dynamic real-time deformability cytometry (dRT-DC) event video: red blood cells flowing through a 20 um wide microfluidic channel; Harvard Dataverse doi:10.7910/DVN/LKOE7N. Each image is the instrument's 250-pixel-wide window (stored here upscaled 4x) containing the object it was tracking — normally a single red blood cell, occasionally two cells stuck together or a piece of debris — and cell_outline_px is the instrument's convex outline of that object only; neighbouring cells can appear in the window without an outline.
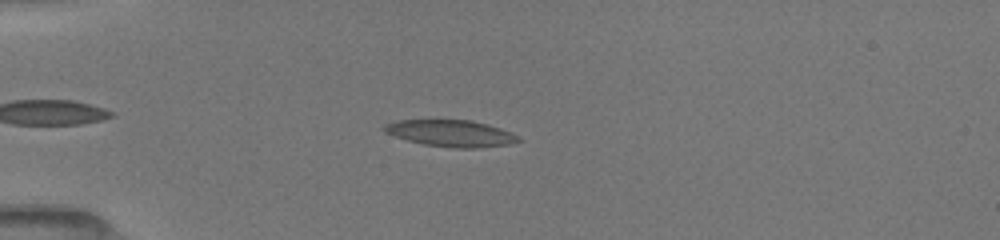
{"species": "common noctule bat (a hibernating species)", "species_latin": "Nyctalus noctula", "temperature_condition": "room temperature", "stored_images_in_passage": 76, "camera_frame_rate_fps": 3000, "um_per_image_px": 0.085, "animal": {"sex": "female", "body_mass_g": 19.5, "forearm_length_mm": 54.1}, "frame": {"image": 1, "passage_image": 1, "time_ms": 0.0, "image_size_px": [1000, 240], "cell_outline_px": [[524, 140], [508, 144], [480, 148], [452, 148], [424, 144], [408, 140], [384, 132], [380, 128], [384, 124], [396, 120], [472, 120], [500, 128]], "centroid_in_image_um": [38.29, 11.33], "position_along_channel_um": 46.7, "area_um2": 20.75}}
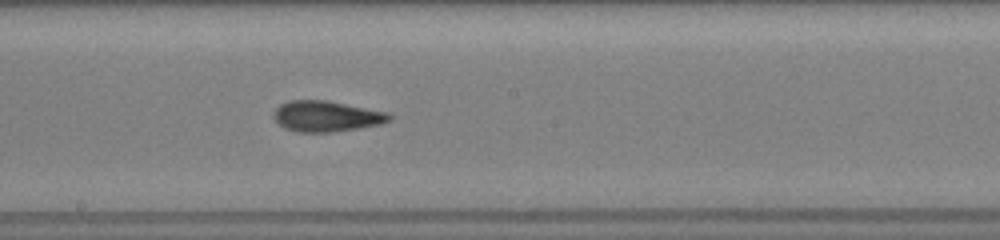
{"frame": {"image": 2, "passage_image": 30, "time_ms": 5.0, "image_size_px": [1000, 240], "cell_outline_px": [[392, 120], [380, 124], [360, 128], [332, 132], [296, 132], [284, 128], [272, 116], [272, 112], [280, 104], [288, 100], [324, 100], [388, 112], [392, 116]], "centroid_in_image_um": [27.73, 9.88], "position_along_channel_um": 220.5, "area_um2": 20.81}}
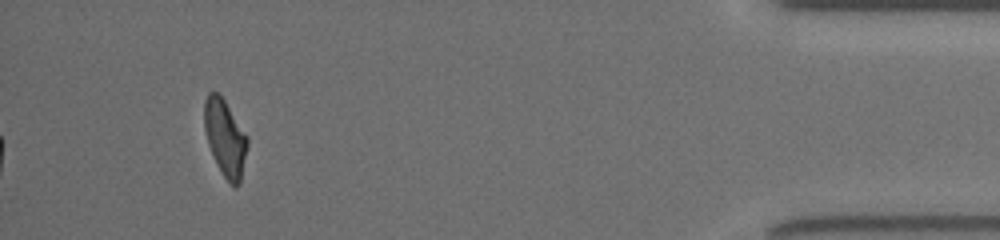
{"frame": {"image": 3, "passage_image": 76, "time_ms": 11.333, "image_size_px": [1000, 240], "cell_outline_px": [[248, 144], [240, 184], [236, 188], [224, 176], [208, 144], [204, 128], [204, 100], [208, 92], [216, 92], [224, 100], [248, 136]], "centroid_in_image_um": [19.14, 11.7], "position_along_channel_um": 416.1, "area_um2": 18.96}, "authors_computed_cell_mechanics": {"area_um2": 20.1722, "velocity_mm_per_s": 4.0, "shape_relaxation_time_tau1_ms": 3.8376, "shape_relaxation_time_tau2_ms": 1.7004, "deformation_change_tau1": 0.1591, "deformation_change_tau2": 0.1001}}